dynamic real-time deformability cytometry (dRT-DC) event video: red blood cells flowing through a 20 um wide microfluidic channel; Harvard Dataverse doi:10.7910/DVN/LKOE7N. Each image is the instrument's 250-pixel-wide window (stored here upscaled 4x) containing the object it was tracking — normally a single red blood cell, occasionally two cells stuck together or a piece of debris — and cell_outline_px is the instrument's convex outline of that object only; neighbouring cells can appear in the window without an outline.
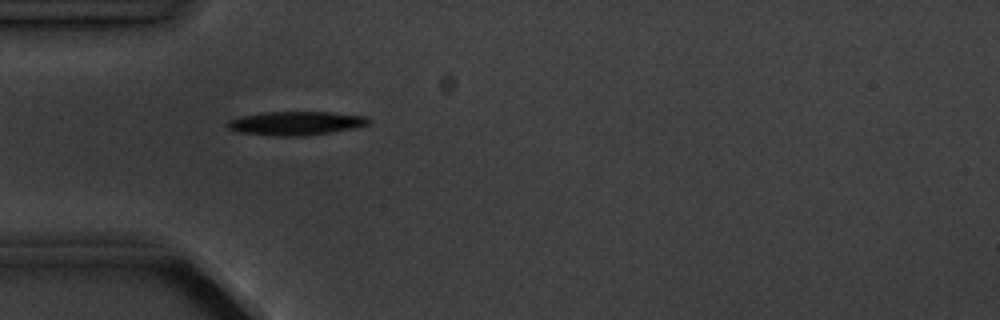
{"species": "common noctule bat (a hibernating species)", "species_latin": "Nyctalus noctula", "temperature_condition": "cold", "stored_images_in_passage": 6, "camera_frame_rate_fps": 3000, "um_per_image_px": 0.085, "animal": {"sex": "male", "body_mass_g": 20.1, "forearm_length_mm": 53.5}, "frame": {"image": 1, "passage_image": 1, "time_ms": 0.0, "image_size_px": [1000, 320], "cell_outline_px": [[372, 120], [368, 124], [352, 128], [328, 132], [300, 136], [276, 136], [240, 132], [228, 128], [224, 124], [228, 120], [240, 116], [264, 112], [332, 112], [368, 116]], "centroid_in_image_um": [25.12, 10.46], "position_along_channel_um": 59.9, "area_um2": 19.48}}
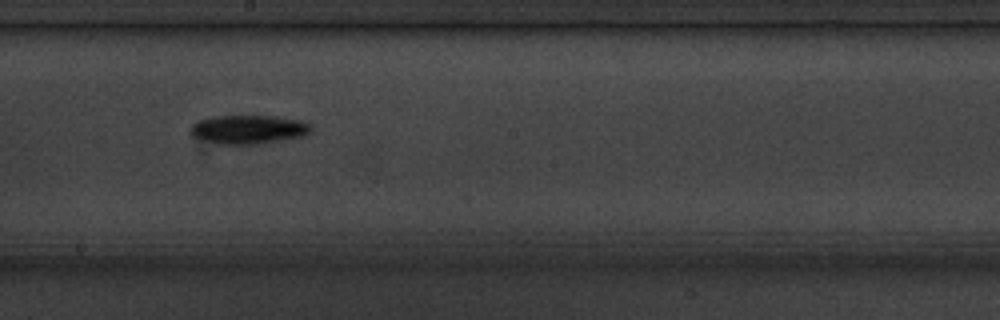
{"frame": {"image": 2, "passage_image": 5, "time_ms": 4.667, "image_size_px": [1000, 320], "cell_outline_px": [[312, 128], [308, 132], [300, 136], [280, 140], [256, 144], [220, 144], [196, 136], [192, 132], [192, 124], [200, 120], [216, 116], [276, 116], [300, 120], [308, 124]], "centroid_in_image_um": [21.15, 10.99], "position_along_channel_um": 227.1, "area_um2": 19.54}}